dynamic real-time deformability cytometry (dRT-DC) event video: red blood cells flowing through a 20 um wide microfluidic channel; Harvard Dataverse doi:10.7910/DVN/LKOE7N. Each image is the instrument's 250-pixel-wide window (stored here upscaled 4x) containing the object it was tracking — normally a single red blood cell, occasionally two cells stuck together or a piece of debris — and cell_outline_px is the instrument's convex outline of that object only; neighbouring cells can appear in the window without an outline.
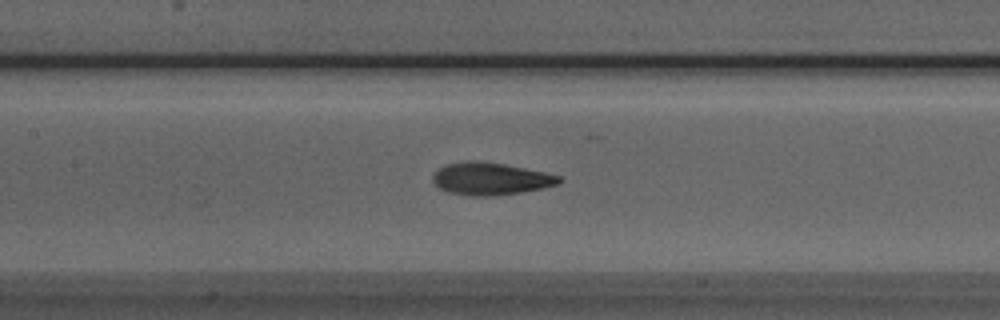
{"species": "Egyptian fruit bat (a non-hibernating species)", "species_latin": "Rousettus aegyptiacus", "temperature_condition": "room temperature", "stored_images_in_passage": 42, "camera_frame_rate_fps": 3000, "um_per_image_px": 0.085, "animal": {"sex": "male"}, "frame": {"image": 1, "passage_image": 13, "time_ms": 4.0, "image_size_px": [1000, 320], "cell_outline_px": [[560, 184], [544, 188], [520, 192], [492, 196], [468, 196], [448, 192], [440, 188], [432, 180], [432, 176], [444, 164], [464, 160], [484, 160], [544, 172], [560, 176]], "centroid_in_image_um": [41.67, 15.18], "position_along_channel_um": 165.7, "area_um2": 23.99}}
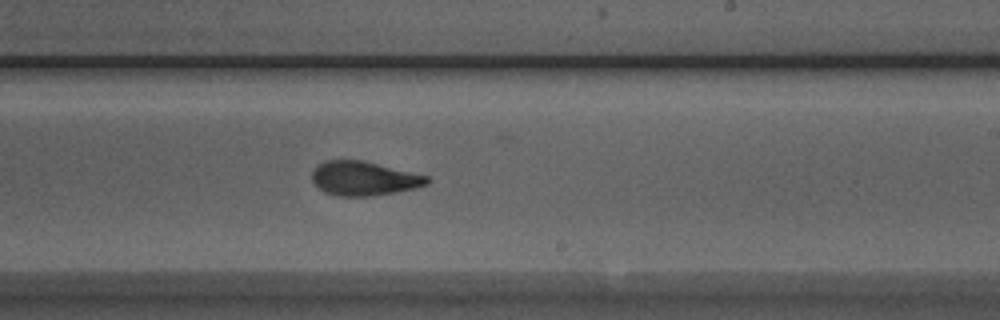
{"frame": {"image": 2, "passage_image": 20, "time_ms": 6.333, "image_size_px": [1000, 320], "cell_outline_px": [[432, 180], [428, 184], [416, 188], [372, 196], [336, 196], [324, 192], [312, 184], [312, 172], [316, 164], [324, 160], [364, 160], [428, 176]], "centroid_in_image_um": [30.9, 15.16], "position_along_channel_um": 258.1, "area_um2": 23.24}}
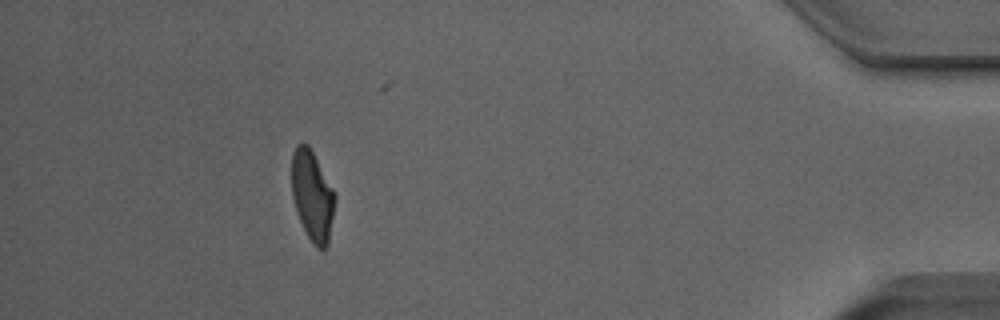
{"frame": {"image": 3, "passage_image": 36, "time_ms": 11.667, "image_size_px": [1000, 320], "cell_outline_px": [[336, 200], [328, 244], [324, 248], [316, 248], [308, 236], [296, 212], [292, 196], [292, 152], [296, 144], [308, 144], [332, 188], [336, 196]], "centroid_in_image_um": [26.54, 16.64], "position_along_channel_um": 408.7, "area_um2": 22.48}, "authors_computed_cell_mechanics": {"area_um2": 23.5246, "velocity_mm_per_s": 3.9804, "shape_relaxation_time_tau1_ms": 3.9366, "shape_relaxation_time_tau2_ms": 1.7502, "deformation_change_tau1": 0.1562, "deformation_change_tau2": 0.0964}}